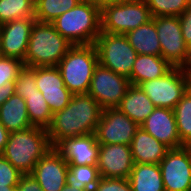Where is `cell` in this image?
Here are the masks:
<instances>
[{
    "instance_id": "6da1fadb",
    "label": "cell",
    "mask_w": 191,
    "mask_h": 191,
    "mask_svg": "<svg viewBox=\"0 0 191 191\" xmlns=\"http://www.w3.org/2000/svg\"><path fill=\"white\" fill-rule=\"evenodd\" d=\"M102 111L100 104L88 93L73 94L69 104L52 115L47 128L52 147L66 138L95 133Z\"/></svg>"
},
{
    "instance_id": "7a4b0ae2",
    "label": "cell",
    "mask_w": 191,
    "mask_h": 191,
    "mask_svg": "<svg viewBox=\"0 0 191 191\" xmlns=\"http://www.w3.org/2000/svg\"><path fill=\"white\" fill-rule=\"evenodd\" d=\"M56 31L73 45H90L101 33V8L94 1L82 0L74 8L57 17Z\"/></svg>"
},
{
    "instance_id": "3957f363",
    "label": "cell",
    "mask_w": 191,
    "mask_h": 191,
    "mask_svg": "<svg viewBox=\"0 0 191 191\" xmlns=\"http://www.w3.org/2000/svg\"><path fill=\"white\" fill-rule=\"evenodd\" d=\"M52 148L47 129L32 126L10 132L2 155L23 175L31 174L36 163Z\"/></svg>"
},
{
    "instance_id": "277c9868",
    "label": "cell",
    "mask_w": 191,
    "mask_h": 191,
    "mask_svg": "<svg viewBox=\"0 0 191 191\" xmlns=\"http://www.w3.org/2000/svg\"><path fill=\"white\" fill-rule=\"evenodd\" d=\"M72 46V43L56 31L52 23L35 21L28 41L24 66H57Z\"/></svg>"
},
{
    "instance_id": "5b68a950",
    "label": "cell",
    "mask_w": 191,
    "mask_h": 191,
    "mask_svg": "<svg viewBox=\"0 0 191 191\" xmlns=\"http://www.w3.org/2000/svg\"><path fill=\"white\" fill-rule=\"evenodd\" d=\"M98 55L94 44L73 45L57 65L64 85L72 94L87 93Z\"/></svg>"
},
{
    "instance_id": "8992f818",
    "label": "cell",
    "mask_w": 191,
    "mask_h": 191,
    "mask_svg": "<svg viewBox=\"0 0 191 191\" xmlns=\"http://www.w3.org/2000/svg\"><path fill=\"white\" fill-rule=\"evenodd\" d=\"M101 32L126 34L152 20L145 0H129L100 4Z\"/></svg>"
},
{
    "instance_id": "52a82bcc",
    "label": "cell",
    "mask_w": 191,
    "mask_h": 191,
    "mask_svg": "<svg viewBox=\"0 0 191 191\" xmlns=\"http://www.w3.org/2000/svg\"><path fill=\"white\" fill-rule=\"evenodd\" d=\"M98 62L102 66L126 77L131 76L137 52L125 34L101 32L94 42Z\"/></svg>"
},
{
    "instance_id": "ba28073f",
    "label": "cell",
    "mask_w": 191,
    "mask_h": 191,
    "mask_svg": "<svg viewBox=\"0 0 191 191\" xmlns=\"http://www.w3.org/2000/svg\"><path fill=\"white\" fill-rule=\"evenodd\" d=\"M156 107L172 109L191 87L190 79L180 67H173L164 76L138 85Z\"/></svg>"
},
{
    "instance_id": "9c48e42d",
    "label": "cell",
    "mask_w": 191,
    "mask_h": 191,
    "mask_svg": "<svg viewBox=\"0 0 191 191\" xmlns=\"http://www.w3.org/2000/svg\"><path fill=\"white\" fill-rule=\"evenodd\" d=\"M130 85L128 77L117 74L98 63L87 93L92 96L103 109L116 108L121 103Z\"/></svg>"
},
{
    "instance_id": "30bf717a",
    "label": "cell",
    "mask_w": 191,
    "mask_h": 191,
    "mask_svg": "<svg viewBox=\"0 0 191 191\" xmlns=\"http://www.w3.org/2000/svg\"><path fill=\"white\" fill-rule=\"evenodd\" d=\"M155 26L161 45V56L172 67L182 68L187 60L189 47L182 36L179 17H155Z\"/></svg>"
},
{
    "instance_id": "8fae6325",
    "label": "cell",
    "mask_w": 191,
    "mask_h": 191,
    "mask_svg": "<svg viewBox=\"0 0 191 191\" xmlns=\"http://www.w3.org/2000/svg\"><path fill=\"white\" fill-rule=\"evenodd\" d=\"M140 126L118 108H105L95 131L99 144L130 145Z\"/></svg>"
},
{
    "instance_id": "7c38bea8",
    "label": "cell",
    "mask_w": 191,
    "mask_h": 191,
    "mask_svg": "<svg viewBox=\"0 0 191 191\" xmlns=\"http://www.w3.org/2000/svg\"><path fill=\"white\" fill-rule=\"evenodd\" d=\"M159 167L165 191H191V155L185 146L169 149Z\"/></svg>"
},
{
    "instance_id": "4fadbf2b",
    "label": "cell",
    "mask_w": 191,
    "mask_h": 191,
    "mask_svg": "<svg viewBox=\"0 0 191 191\" xmlns=\"http://www.w3.org/2000/svg\"><path fill=\"white\" fill-rule=\"evenodd\" d=\"M69 165L63 155L52 147L34 166L31 175L43 191H61L67 184Z\"/></svg>"
},
{
    "instance_id": "5bb4252c",
    "label": "cell",
    "mask_w": 191,
    "mask_h": 191,
    "mask_svg": "<svg viewBox=\"0 0 191 191\" xmlns=\"http://www.w3.org/2000/svg\"><path fill=\"white\" fill-rule=\"evenodd\" d=\"M36 87L42 93L52 114L64 109L73 96L64 85L57 66L36 67Z\"/></svg>"
},
{
    "instance_id": "9a60e30c",
    "label": "cell",
    "mask_w": 191,
    "mask_h": 191,
    "mask_svg": "<svg viewBox=\"0 0 191 191\" xmlns=\"http://www.w3.org/2000/svg\"><path fill=\"white\" fill-rule=\"evenodd\" d=\"M133 166L130 145L99 144L97 168L100 177L129 178Z\"/></svg>"
},
{
    "instance_id": "2e32d148",
    "label": "cell",
    "mask_w": 191,
    "mask_h": 191,
    "mask_svg": "<svg viewBox=\"0 0 191 191\" xmlns=\"http://www.w3.org/2000/svg\"><path fill=\"white\" fill-rule=\"evenodd\" d=\"M35 18L16 19L0 26L2 57L16 58L24 63L28 41Z\"/></svg>"
},
{
    "instance_id": "e0dca14e",
    "label": "cell",
    "mask_w": 191,
    "mask_h": 191,
    "mask_svg": "<svg viewBox=\"0 0 191 191\" xmlns=\"http://www.w3.org/2000/svg\"><path fill=\"white\" fill-rule=\"evenodd\" d=\"M140 127L169 149L184 146L178 135L175 115L172 109L156 107Z\"/></svg>"
},
{
    "instance_id": "ac0fdd59",
    "label": "cell",
    "mask_w": 191,
    "mask_h": 191,
    "mask_svg": "<svg viewBox=\"0 0 191 191\" xmlns=\"http://www.w3.org/2000/svg\"><path fill=\"white\" fill-rule=\"evenodd\" d=\"M68 165L97 166L99 143L95 133L66 138L55 147Z\"/></svg>"
},
{
    "instance_id": "d6986e66",
    "label": "cell",
    "mask_w": 191,
    "mask_h": 191,
    "mask_svg": "<svg viewBox=\"0 0 191 191\" xmlns=\"http://www.w3.org/2000/svg\"><path fill=\"white\" fill-rule=\"evenodd\" d=\"M134 163L159 164L169 150L142 127L136 130L130 144Z\"/></svg>"
},
{
    "instance_id": "ffe728a7",
    "label": "cell",
    "mask_w": 191,
    "mask_h": 191,
    "mask_svg": "<svg viewBox=\"0 0 191 191\" xmlns=\"http://www.w3.org/2000/svg\"><path fill=\"white\" fill-rule=\"evenodd\" d=\"M116 108L140 126L156 106L139 86L130 85Z\"/></svg>"
},
{
    "instance_id": "44dd1931",
    "label": "cell",
    "mask_w": 191,
    "mask_h": 191,
    "mask_svg": "<svg viewBox=\"0 0 191 191\" xmlns=\"http://www.w3.org/2000/svg\"><path fill=\"white\" fill-rule=\"evenodd\" d=\"M172 68L162 56L138 54L129 77L130 84L138 86L142 82L160 78Z\"/></svg>"
},
{
    "instance_id": "7402d4cb",
    "label": "cell",
    "mask_w": 191,
    "mask_h": 191,
    "mask_svg": "<svg viewBox=\"0 0 191 191\" xmlns=\"http://www.w3.org/2000/svg\"><path fill=\"white\" fill-rule=\"evenodd\" d=\"M0 123L10 132L32 127L25 100L13 94L0 106Z\"/></svg>"
},
{
    "instance_id": "603a6c76",
    "label": "cell",
    "mask_w": 191,
    "mask_h": 191,
    "mask_svg": "<svg viewBox=\"0 0 191 191\" xmlns=\"http://www.w3.org/2000/svg\"><path fill=\"white\" fill-rule=\"evenodd\" d=\"M125 35L137 54L161 56V45L156 31L155 17L146 24L128 31Z\"/></svg>"
},
{
    "instance_id": "cb8c5ba5",
    "label": "cell",
    "mask_w": 191,
    "mask_h": 191,
    "mask_svg": "<svg viewBox=\"0 0 191 191\" xmlns=\"http://www.w3.org/2000/svg\"><path fill=\"white\" fill-rule=\"evenodd\" d=\"M128 180L132 191H165L159 164L134 163Z\"/></svg>"
},
{
    "instance_id": "d4e9b609",
    "label": "cell",
    "mask_w": 191,
    "mask_h": 191,
    "mask_svg": "<svg viewBox=\"0 0 191 191\" xmlns=\"http://www.w3.org/2000/svg\"><path fill=\"white\" fill-rule=\"evenodd\" d=\"M25 103L31 125L47 129L53 114L42 93L35 90V93L25 95Z\"/></svg>"
},
{
    "instance_id": "484cf974",
    "label": "cell",
    "mask_w": 191,
    "mask_h": 191,
    "mask_svg": "<svg viewBox=\"0 0 191 191\" xmlns=\"http://www.w3.org/2000/svg\"><path fill=\"white\" fill-rule=\"evenodd\" d=\"M82 0H35L34 18L38 22L52 23L57 17L74 8Z\"/></svg>"
},
{
    "instance_id": "4316f807",
    "label": "cell",
    "mask_w": 191,
    "mask_h": 191,
    "mask_svg": "<svg viewBox=\"0 0 191 191\" xmlns=\"http://www.w3.org/2000/svg\"><path fill=\"white\" fill-rule=\"evenodd\" d=\"M34 0H0V26L16 19L34 18Z\"/></svg>"
},
{
    "instance_id": "83f0119b",
    "label": "cell",
    "mask_w": 191,
    "mask_h": 191,
    "mask_svg": "<svg viewBox=\"0 0 191 191\" xmlns=\"http://www.w3.org/2000/svg\"><path fill=\"white\" fill-rule=\"evenodd\" d=\"M173 111L179 138L185 146L191 141V87L176 104Z\"/></svg>"
},
{
    "instance_id": "f1b7e54d",
    "label": "cell",
    "mask_w": 191,
    "mask_h": 191,
    "mask_svg": "<svg viewBox=\"0 0 191 191\" xmlns=\"http://www.w3.org/2000/svg\"><path fill=\"white\" fill-rule=\"evenodd\" d=\"M99 179L100 173L97 166L69 165L66 181L71 186L92 191Z\"/></svg>"
},
{
    "instance_id": "f546056e",
    "label": "cell",
    "mask_w": 191,
    "mask_h": 191,
    "mask_svg": "<svg viewBox=\"0 0 191 191\" xmlns=\"http://www.w3.org/2000/svg\"><path fill=\"white\" fill-rule=\"evenodd\" d=\"M152 17L180 16L191 0H145Z\"/></svg>"
},
{
    "instance_id": "4dcf8cb0",
    "label": "cell",
    "mask_w": 191,
    "mask_h": 191,
    "mask_svg": "<svg viewBox=\"0 0 191 191\" xmlns=\"http://www.w3.org/2000/svg\"><path fill=\"white\" fill-rule=\"evenodd\" d=\"M15 94L25 100V95L35 93L36 67L23 66L15 80Z\"/></svg>"
},
{
    "instance_id": "1f68e13d",
    "label": "cell",
    "mask_w": 191,
    "mask_h": 191,
    "mask_svg": "<svg viewBox=\"0 0 191 191\" xmlns=\"http://www.w3.org/2000/svg\"><path fill=\"white\" fill-rule=\"evenodd\" d=\"M24 63L16 58L1 57L0 58V86L10 82H15L19 71Z\"/></svg>"
},
{
    "instance_id": "d6a6232c",
    "label": "cell",
    "mask_w": 191,
    "mask_h": 191,
    "mask_svg": "<svg viewBox=\"0 0 191 191\" xmlns=\"http://www.w3.org/2000/svg\"><path fill=\"white\" fill-rule=\"evenodd\" d=\"M23 174L0 154V188L17 186Z\"/></svg>"
},
{
    "instance_id": "836d02e7",
    "label": "cell",
    "mask_w": 191,
    "mask_h": 191,
    "mask_svg": "<svg viewBox=\"0 0 191 191\" xmlns=\"http://www.w3.org/2000/svg\"><path fill=\"white\" fill-rule=\"evenodd\" d=\"M92 191H132L128 178L100 177Z\"/></svg>"
},
{
    "instance_id": "e575fe53",
    "label": "cell",
    "mask_w": 191,
    "mask_h": 191,
    "mask_svg": "<svg viewBox=\"0 0 191 191\" xmlns=\"http://www.w3.org/2000/svg\"><path fill=\"white\" fill-rule=\"evenodd\" d=\"M182 36L186 45L191 47V3L179 16Z\"/></svg>"
},
{
    "instance_id": "d590c367",
    "label": "cell",
    "mask_w": 191,
    "mask_h": 191,
    "mask_svg": "<svg viewBox=\"0 0 191 191\" xmlns=\"http://www.w3.org/2000/svg\"><path fill=\"white\" fill-rule=\"evenodd\" d=\"M19 191H43L31 174L23 175L17 185Z\"/></svg>"
},
{
    "instance_id": "8d00e7d4",
    "label": "cell",
    "mask_w": 191,
    "mask_h": 191,
    "mask_svg": "<svg viewBox=\"0 0 191 191\" xmlns=\"http://www.w3.org/2000/svg\"><path fill=\"white\" fill-rule=\"evenodd\" d=\"M15 82L7 83L0 86V106L15 93Z\"/></svg>"
},
{
    "instance_id": "74e56055",
    "label": "cell",
    "mask_w": 191,
    "mask_h": 191,
    "mask_svg": "<svg viewBox=\"0 0 191 191\" xmlns=\"http://www.w3.org/2000/svg\"><path fill=\"white\" fill-rule=\"evenodd\" d=\"M9 134L6 128L0 123V154H2L5 149Z\"/></svg>"
},
{
    "instance_id": "f35d334b",
    "label": "cell",
    "mask_w": 191,
    "mask_h": 191,
    "mask_svg": "<svg viewBox=\"0 0 191 191\" xmlns=\"http://www.w3.org/2000/svg\"><path fill=\"white\" fill-rule=\"evenodd\" d=\"M182 70L191 82V47L188 50V57L185 64L182 66Z\"/></svg>"
},
{
    "instance_id": "ab89813d",
    "label": "cell",
    "mask_w": 191,
    "mask_h": 191,
    "mask_svg": "<svg viewBox=\"0 0 191 191\" xmlns=\"http://www.w3.org/2000/svg\"><path fill=\"white\" fill-rule=\"evenodd\" d=\"M61 191H90L89 189H78L74 186L66 184Z\"/></svg>"
},
{
    "instance_id": "60d3db41",
    "label": "cell",
    "mask_w": 191,
    "mask_h": 191,
    "mask_svg": "<svg viewBox=\"0 0 191 191\" xmlns=\"http://www.w3.org/2000/svg\"><path fill=\"white\" fill-rule=\"evenodd\" d=\"M17 186H5V188H0V191H13Z\"/></svg>"
},
{
    "instance_id": "b9f144b4",
    "label": "cell",
    "mask_w": 191,
    "mask_h": 191,
    "mask_svg": "<svg viewBox=\"0 0 191 191\" xmlns=\"http://www.w3.org/2000/svg\"><path fill=\"white\" fill-rule=\"evenodd\" d=\"M89 1H94V2H97L99 4L107 3V0H89Z\"/></svg>"
},
{
    "instance_id": "7bdbcfd3",
    "label": "cell",
    "mask_w": 191,
    "mask_h": 191,
    "mask_svg": "<svg viewBox=\"0 0 191 191\" xmlns=\"http://www.w3.org/2000/svg\"><path fill=\"white\" fill-rule=\"evenodd\" d=\"M185 147L189 150L191 155V141L187 145H185Z\"/></svg>"
},
{
    "instance_id": "ee69618b",
    "label": "cell",
    "mask_w": 191,
    "mask_h": 191,
    "mask_svg": "<svg viewBox=\"0 0 191 191\" xmlns=\"http://www.w3.org/2000/svg\"><path fill=\"white\" fill-rule=\"evenodd\" d=\"M119 1H129V0H107V3H109V2H119Z\"/></svg>"
}]
</instances>
